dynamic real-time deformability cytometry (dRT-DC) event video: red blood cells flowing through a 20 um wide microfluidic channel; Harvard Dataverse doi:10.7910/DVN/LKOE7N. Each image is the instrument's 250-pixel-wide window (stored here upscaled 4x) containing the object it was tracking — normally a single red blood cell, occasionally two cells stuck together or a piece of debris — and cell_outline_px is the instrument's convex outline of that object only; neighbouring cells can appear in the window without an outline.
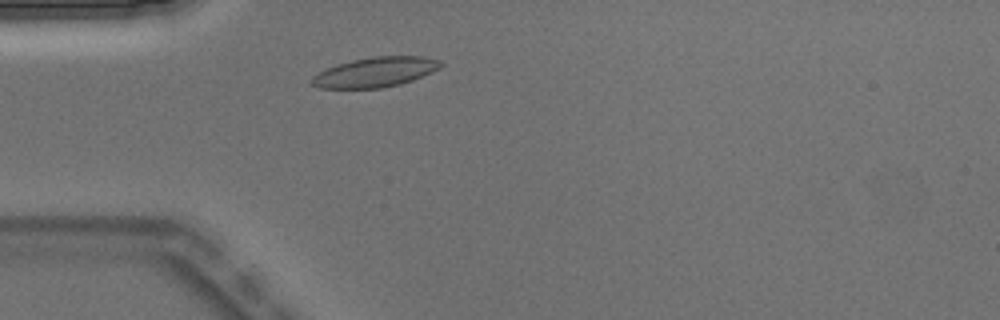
{"species": "Egyptian fruit bat (a non-hibernating species)", "species_latin": "Rousettus aegyptiacus", "temperature_condition": "warm", "stored_images_in_passage": 2, "camera_frame_rate_fps": 3000, "um_per_image_px": 0.085, "animal": {"sex": "male"}, "frame": {"image": 1, "passage_image": 2, "time_ms": 0.333, "image_size_px": [1000, 320], "cell_outline_px": [[444, 64], [440, 68], [432, 72], [412, 80], [400, 84], [380, 88], [320, 88], [312, 84], [312, 76], [324, 68], [352, 60], [376, 56], [420, 56], [440, 60]], "centroid_in_image_um": [31.9, 6.12], "position_along_channel_um": 53.1, "area_um2": 22.37}}